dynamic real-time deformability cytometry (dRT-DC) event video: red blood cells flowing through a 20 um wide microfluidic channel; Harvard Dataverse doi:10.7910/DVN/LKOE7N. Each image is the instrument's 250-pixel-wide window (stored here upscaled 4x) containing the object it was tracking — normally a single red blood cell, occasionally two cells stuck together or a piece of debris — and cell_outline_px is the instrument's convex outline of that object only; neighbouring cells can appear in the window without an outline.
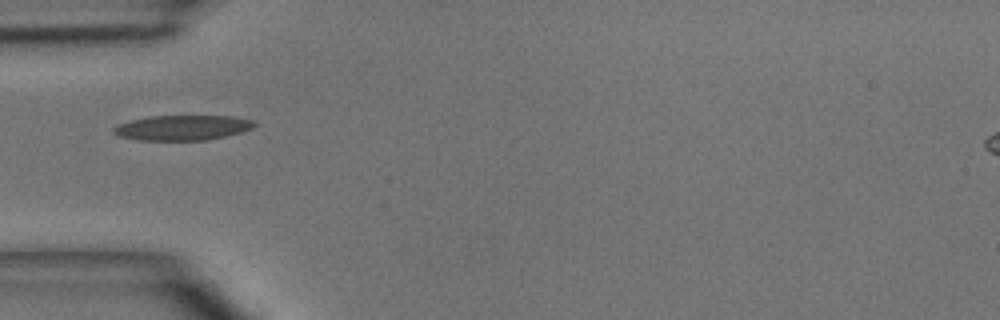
{"species": "common noctule bat (a hibernating species)", "species_latin": "Nyctalus noctula", "temperature_condition": "room temperature", "stored_images_in_passage": 3, "camera_frame_rate_fps": 3000, "um_per_image_px": 0.085, "animal": {"sex": "male", "body_mass_g": 15.6}, "frame": {"image": 1, "passage_image": 1, "time_ms": 0.0, "image_size_px": [1000, 320], "cell_outline_px": [[256, 124], [252, 128], [228, 136], [204, 140], [136, 140], [120, 136], [112, 132], [112, 128], [120, 124], [132, 120], [148, 116], [232, 116], [252, 120]], "centroid_in_image_um": [15.5, 10.85], "position_along_channel_um": 69.5, "area_um2": 20.46}}
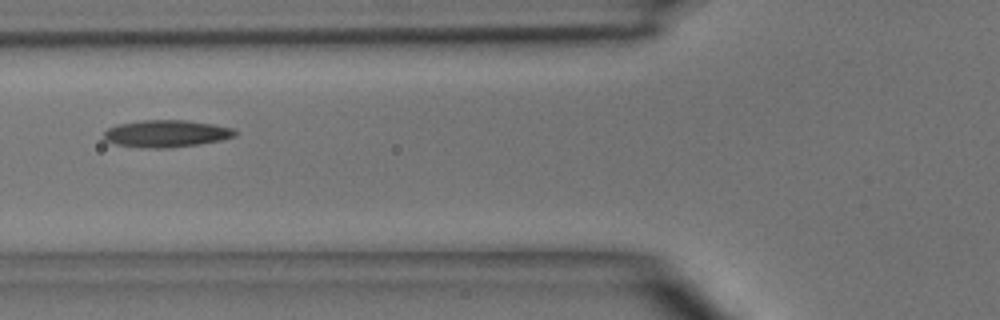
{"frame": {"image": 2, "passage_image": 2, "time_ms": 1.0, "image_size_px": [1000, 320], "cell_outline_px": [[240, 132], [236, 136], [220, 140], [200, 144], [168, 148], [140, 148], [116, 144], [104, 140], [104, 132], [108, 128], [116, 124], [140, 120], [184, 120], [212, 124], [232, 128]], "centroid_in_image_um": [14.12, 11.36], "position_along_channel_um": 111.7, "area_um2": 20.92}}